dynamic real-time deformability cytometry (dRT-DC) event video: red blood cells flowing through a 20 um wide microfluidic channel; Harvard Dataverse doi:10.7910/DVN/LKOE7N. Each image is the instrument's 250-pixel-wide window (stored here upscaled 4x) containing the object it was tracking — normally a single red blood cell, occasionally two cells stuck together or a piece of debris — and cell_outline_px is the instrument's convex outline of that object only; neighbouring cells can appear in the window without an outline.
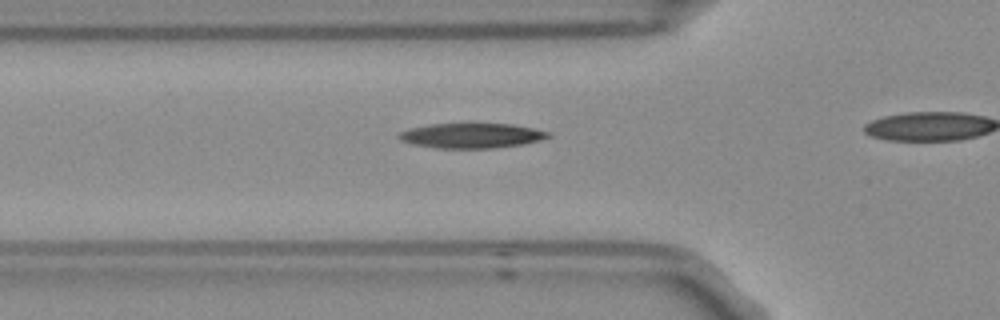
{"species": "Egyptian fruit bat (a non-hibernating species)", "species_latin": "Rousettus aegyptiacus", "temperature_condition": "room temperature", "stored_images_in_passage": 4, "camera_frame_rate_fps": 3000, "um_per_image_px": 0.085, "frame": {"image": 1, "passage_image": 3, "time_ms": 0.667, "image_size_px": [1000, 320], "cell_outline_px": [[552, 136], [540, 140], [524, 144], [496, 148], [440, 148], [412, 144], [400, 140], [396, 136], [400, 132], [412, 128], [428, 124], [472, 120], [512, 124], [552, 132]], "centroid_in_image_um": [40.11, 11.47], "position_along_channel_um": 85.7, "area_um2": 22.89}}